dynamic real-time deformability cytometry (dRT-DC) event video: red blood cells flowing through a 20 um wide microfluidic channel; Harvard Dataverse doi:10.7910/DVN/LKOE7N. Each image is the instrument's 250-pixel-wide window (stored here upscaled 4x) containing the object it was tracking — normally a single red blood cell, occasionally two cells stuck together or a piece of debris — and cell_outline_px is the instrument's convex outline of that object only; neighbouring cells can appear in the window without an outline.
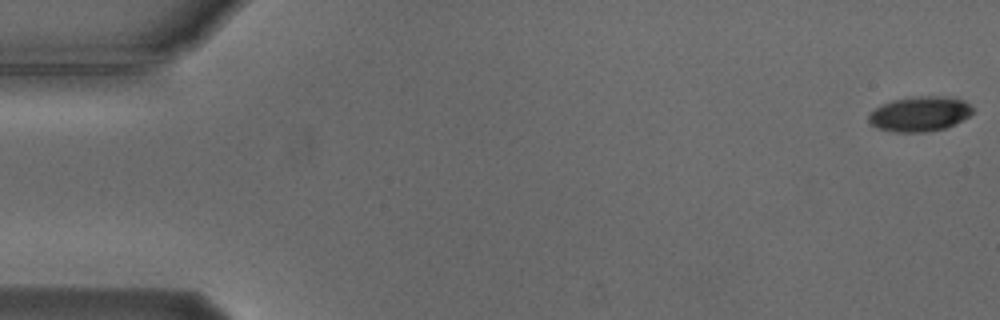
{"species": "Egyptian fruit bat (a non-hibernating species)", "species_latin": "Rousettus aegyptiacus", "temperature_condition": "cold", "stored_images_in_passage": 55, "camera_frame_rate_fps": 3000, "um_per_image_px": 0.085, "animal": {"sex": "male"}, "frame": {"image": 1, "passage_image": 1, "time_ms": 0.0, "image_size_px": [1000, 320], "cell_outline_px": [[972, 112], [968, 116], [956, 124], [944, 128], [924, 132], [896, 132], [880, 128], [872, 124], [868, 120], [868, 116], [876, 108], [892, 100], [920, 96], [944, 96], [964, 100], [972, 108]], "centroid_in_image_um": [78.2, 9.68], "position_along_channel_um": 6.8, "area_um2": 20.81}}
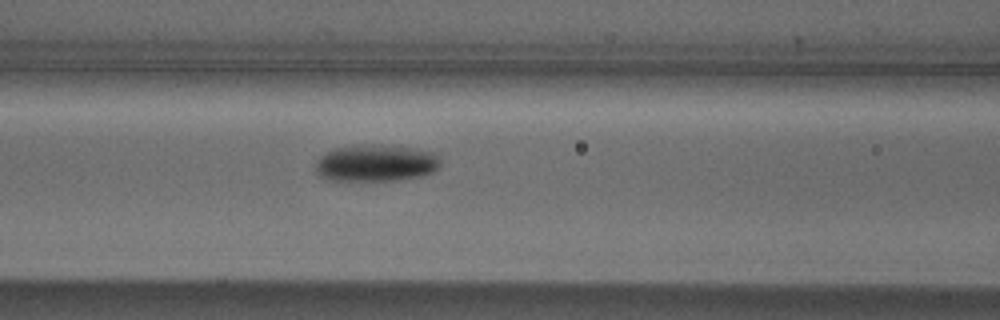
{"frame": {"image": 2, "passage_image": 23, "time_ms": 7.333, "image_size_px": [1000, 320], "cell_outline_px": [[440, 164], [432, 172], [420, 176], [396, 180], [328, 180], [320, 176], [316, 172], [316, 160], [324, 152], [336, 148], [360, 144], [380, 144], [436, 152], [440, 160]], "centroid_in_image_um": [31.92, 13.85], "position_along_channel_um": 134.7, "area_um2": 26.88}}
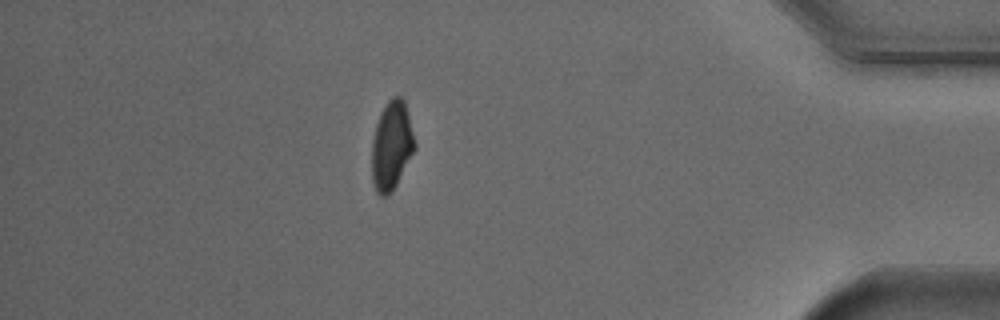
{"frame": {"image": 3, "passage_image": 48, "time_ms": 15.667, "image_size_px": [1000, 320], "cell_outline_px": [[416, 148], [396, 184], [384, 196], [380, 196], [376, 192], [372, 180], [372, 140], [376, 124], [380, 112], [388, 100], [392, 96], [400, 96], [404, 100], [416, 144]], "centroid_in_image_um": [33.28, 12.34], "position_along_channel_um": 401.9, "area_um2": 21.96}, "authors_computed_cell_mechanics": {"area_um2": 23.1778, "velocity_mm_per_s": 3.7544, "shape_relaxation_time_tau1_ms": 2.7957, "shape_relaxation_time_tau2_ms": null, "deformation_change_tau1": 0.1149, "deformation_change_tau2": null}}